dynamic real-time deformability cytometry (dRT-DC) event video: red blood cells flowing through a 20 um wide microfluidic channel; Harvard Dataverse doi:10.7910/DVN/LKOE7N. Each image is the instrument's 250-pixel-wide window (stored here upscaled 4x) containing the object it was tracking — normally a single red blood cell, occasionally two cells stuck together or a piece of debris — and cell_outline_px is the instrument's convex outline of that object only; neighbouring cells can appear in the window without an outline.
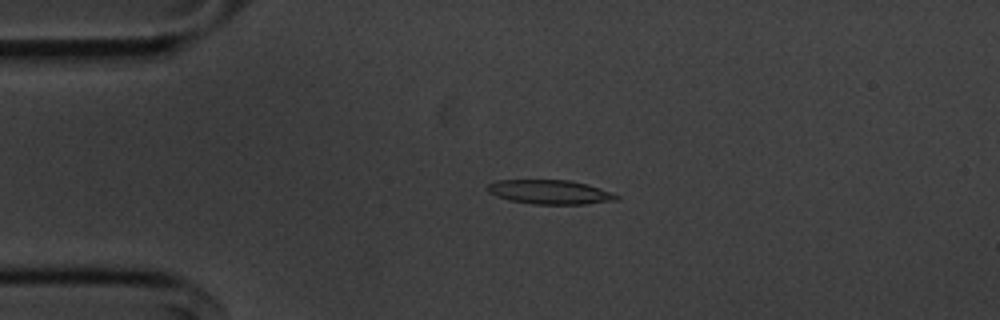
{"species": "common noctule bat (a hibernating species)", "species_latin": "Nyctalus noctula", "temperature_condition": "cold", "stored_images_in_passage": 54, "camera_frame_rate_fps": 3000, "um_per_image_px": 0.085, "animal": {"sex": "male", "body_mass_g": 20.1, "forearm_length_mm": 53.5}, "frame": {"image": 1, "passage_image": 11, "time_ms": 3.333, "image_size_px": [1000, 320], "cell_outline_px": [[620, 200], [588, 204], [532, 204], [508, 200], [496, 196], [488, 192], [484, 188], [488, 184], [500, 180], [568, 180], [588, 184], [600, 188], [620, 196]], "centroid_in_image_um": [46.75, 16.33], "position_along_channel_um": 38.3, "area_um2": 18.38}}
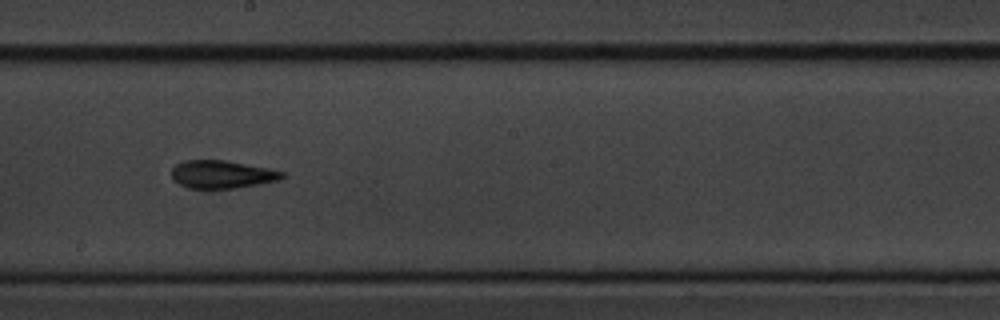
{"frame": {"image": 2, "passage_image": 29, "time_ms": 9.333, "image_size_px": [1000, 320], "cell_outline_px": [[284, 176], [280, 180], [236, 188], [188, 188], [172, 180], [172, 168], [176, 164], [184, 160], [224, 160], [268, 168], [284, 172]], "centroid_in_image_um": [18.84, 14.82], "position_along_channel_um": 229.4, "area_um2": 17.92}}
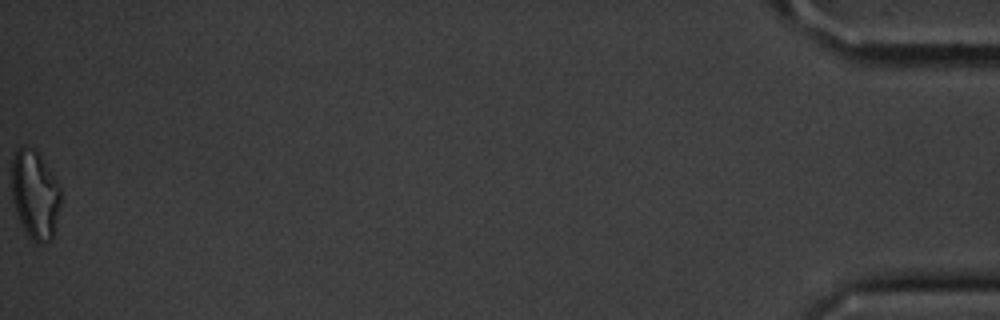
{"frame": {"image": 3, "passage_image": 54, "time_ms": 17.667, "image_size_px": [1000, 320], "cell_outline_px": [[60, 204], [52, 240], [44, 244], [36, 244], [28, 236], [16, 212], [12, 200], [12, 160], [16, 148], [24, 144], [32, 148], [40, 156], [60, 188]], "centroid_in_image_um": [2.95, 16.56], "position_along_channel_um": 432.2, "area_um2": 25.2}, "authors_computed_cell_mechanics": {"area_um2": 18.1781, "velocity_mm_per_s": 3.6289, "shape_relaxation_time_tau1_ms": null, "shape_relaxation_time_tau2_ms": 4.5935, "deformation_change_tau1": null, "deformation_change_tau2": 0.1544}}